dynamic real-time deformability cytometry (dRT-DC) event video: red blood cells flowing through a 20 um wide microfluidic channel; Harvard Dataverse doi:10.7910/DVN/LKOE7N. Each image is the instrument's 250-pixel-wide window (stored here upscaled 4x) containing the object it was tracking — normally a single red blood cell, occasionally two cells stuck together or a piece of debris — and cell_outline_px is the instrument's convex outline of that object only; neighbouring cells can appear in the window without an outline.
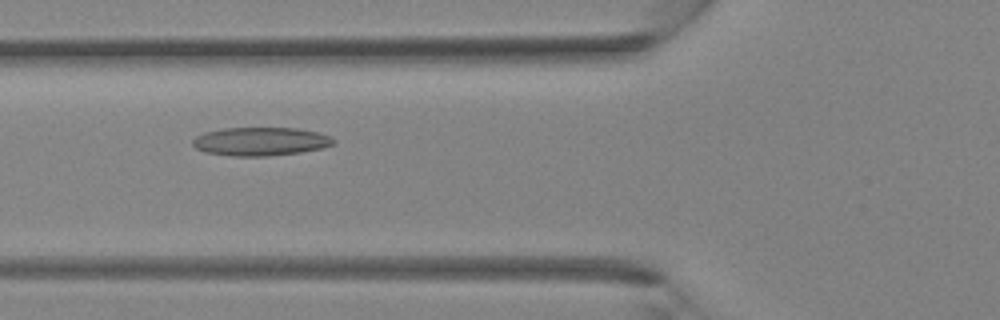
{"species": "Egyptian fruit bat (a non-hibernating species)", "species_latin": "Rousettus aegyptiacus", "temperature_condition": "room temperature", "stored_images_in_passage": 38, "segment_of_instrument_passage": [1, 2], "camera_frame_rate_fps": 3000, "um_per_image_px": 0.085, "animal": {"sex": "female"}, "frame": {"image": 1, "passage_image": 14, "time_ms": 4.333, "image_size_px": [1000, 320], "cell_outline_px": [[336, 144], [324, 148], [300, 152], [268, 156], [232, 156], [204, 152], [196, 148], [192, 144], [192, 140], [196, 136], [204, 132], [224, 128], [296, 128], [316, 132], [328, 136], [336, 140]], "centroid_in_image_um": [22.14, 12.03], "position_along_channel_um": 103.7, "area_um2": 23.41}}
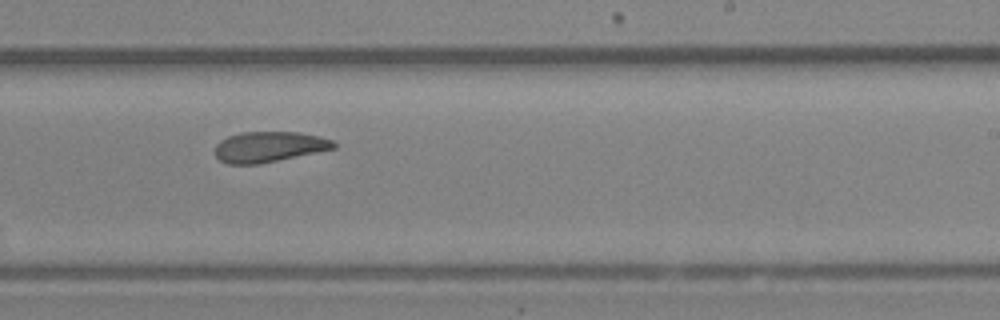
{"frame": {"image": 2, "passage_image": 23, "time_ms": 7.333, "image_size_px": [1000, 320], "cell_outline_px": [[336, 148], [260, 164], [228, 164], [220, 160], [212, 152], [216, 144], [220, 140], [228, 136], [240, 132], [296, 132], [320, 136], [332, 140], [336, 144]], "centroid_in_image_um": [22.82, 12.48], "position_along_channel_um": 266.2, "area_um2": 21.27}}
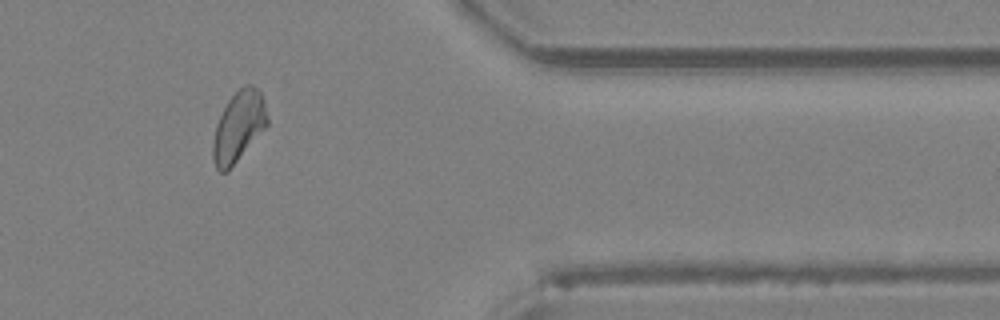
{"frame": {"image": 3, "passage_image": 31, "time_ms": 10.0, "image_size_px": [1000, 320], "cell_outline_px": [[268, 124], [228, 172], [220, 172], [216, 168], [212, 156], [212, 144], [216, 124], [228, 100], [244, 84], [252, 84], [260, 92], [268, 116]], "centroid_in_image_um": [20.26, 10.78], "position_along_channel_um": 391.1, "area_um2": 22.14}}